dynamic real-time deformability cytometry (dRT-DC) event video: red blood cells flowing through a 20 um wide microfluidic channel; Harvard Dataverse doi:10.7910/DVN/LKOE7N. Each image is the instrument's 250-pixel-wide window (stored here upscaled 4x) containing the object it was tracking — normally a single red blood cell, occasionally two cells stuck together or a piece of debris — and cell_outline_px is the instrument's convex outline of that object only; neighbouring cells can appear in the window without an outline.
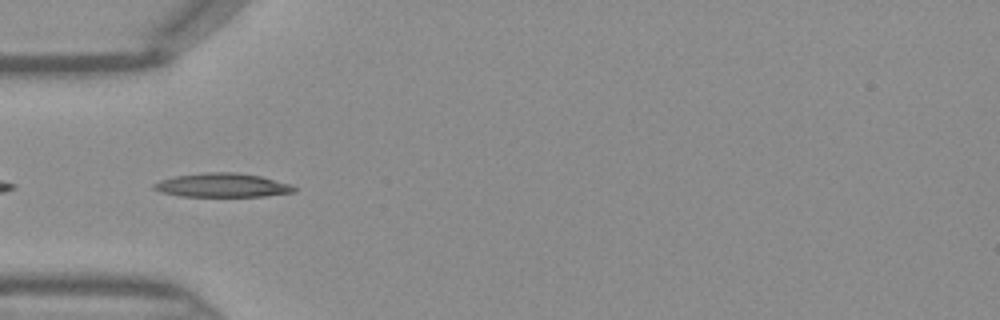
{"species": "Egyptian fruit bat (a non-hibernating species)", "species_latin": "Rousettus aegyptiacus", "temperature_condition": "warm", "stored_images_in_passage": 32, "camera_frame_rate_fps": 3000, "um_per_image_px": 0.085, "frame": {"image": 1, "passage_image": 1, "time_ms": 0.0, "image_size_px": [1000, 320], "cell_outline_px": [[296, 192], [264, 196], [180, 196], [160, 192], [152, 188], [152, 184], [160, 180], [176, 176], [208, 172], [236, 172], [260, 176], [292, 184], [296, 188]], "centroid_in_image_um": [18.9, 15.74], "position_along_channel_um": 66.1, "area_um2": 19.54}}
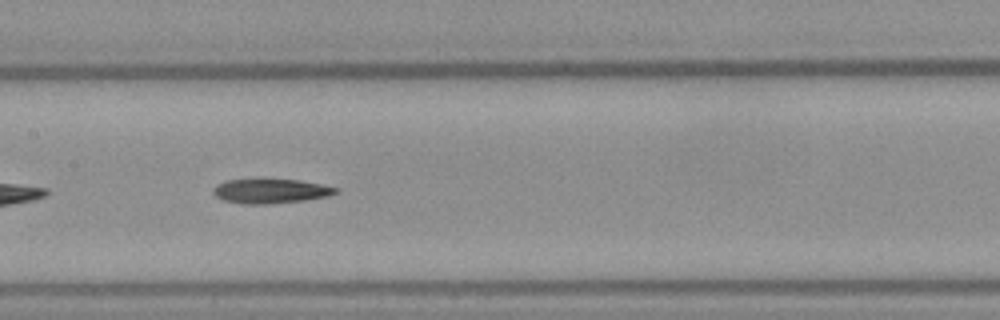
{"frame": {"image": 2, "passage_image": 9, "time_ms": 2.667, "image_size_px": [1000, 320], "cell_outline_px": [[336, 192], [328, 196], [304, 200], [268, 204], [244, 204], [220, 200], [212, 192], [212, 188], [216, 184], [224, 180], [300, 180], [320, 184], [336, 188]], "centroid_in_image_um": [22.91, 16.25], "position_along_channel_um": 184.5, "area_um2": 17.28}}
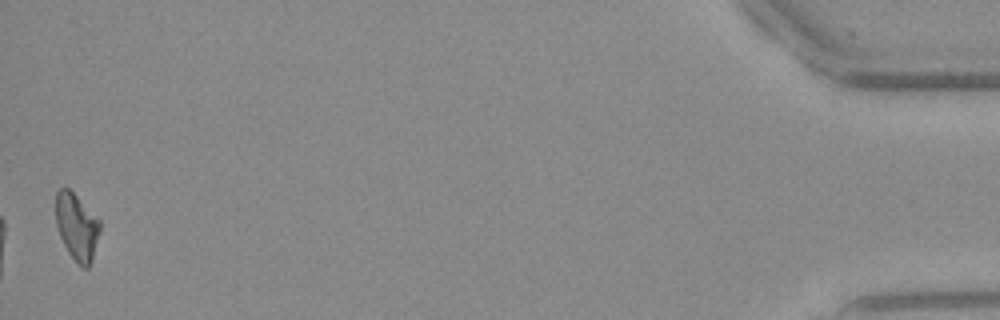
{"frame": {"image": 3, "passage_image": 32, "time_ms": 10.333, "image_size_px": [1000, 320], "cell_outline_px": [[100, 228], [92, 260], [88, 268], [84, 268], [76, 264], [68, 252], [60, 236], [56, 224], [56, 192], [60, 188], [68, 188], [100, 220]], "centroid_in_image_um": [6.52, 19.3], "position_along_channel_um": 428.7, "area_um2": 16.99}}